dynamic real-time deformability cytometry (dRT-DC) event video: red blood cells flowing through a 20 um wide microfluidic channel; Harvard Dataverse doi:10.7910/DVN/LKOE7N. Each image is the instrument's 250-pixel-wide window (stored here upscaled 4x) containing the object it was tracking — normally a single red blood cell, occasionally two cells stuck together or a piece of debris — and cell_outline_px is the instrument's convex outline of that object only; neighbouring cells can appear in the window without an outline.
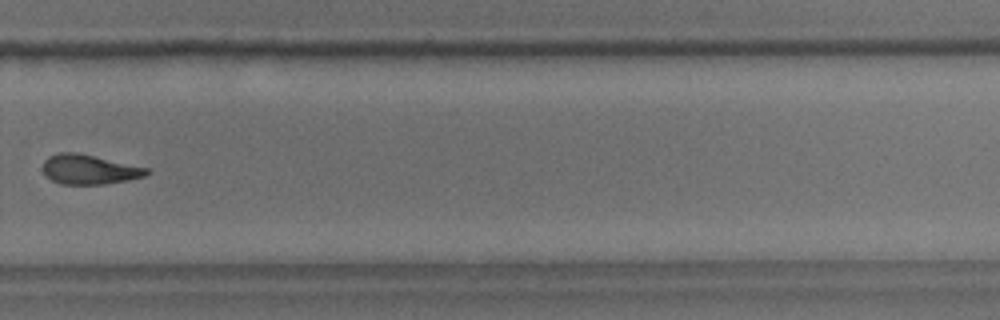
{"species": "common noctule bat (a hibernating species)", "species_latin": "Nyctalus noctula", "temperature_condition": "room temperature", "stored_images_in_passage": 11, "camera_frame_rate_fps": 3000, "um_per_image_px": 0.085, "animal": {"sex": "male", "body_mass_g": 18.8}, "frame": {"image": 1, "passage_image": 11, "time_ms": 12.333, "image_size_px": [1000, 320], "cell_outline_px": [[152, 172], [144, 176], [128, 180], [104, 184], [60, 184], [52, 180], [44, 172], [44, 160], [48, 156], [60, 152], [76, 152], [148, 168]], "centroid_in_image_um": [7.59, 14.4], "position_along_channel_um": 322.2, "area_um2": 17.74}}